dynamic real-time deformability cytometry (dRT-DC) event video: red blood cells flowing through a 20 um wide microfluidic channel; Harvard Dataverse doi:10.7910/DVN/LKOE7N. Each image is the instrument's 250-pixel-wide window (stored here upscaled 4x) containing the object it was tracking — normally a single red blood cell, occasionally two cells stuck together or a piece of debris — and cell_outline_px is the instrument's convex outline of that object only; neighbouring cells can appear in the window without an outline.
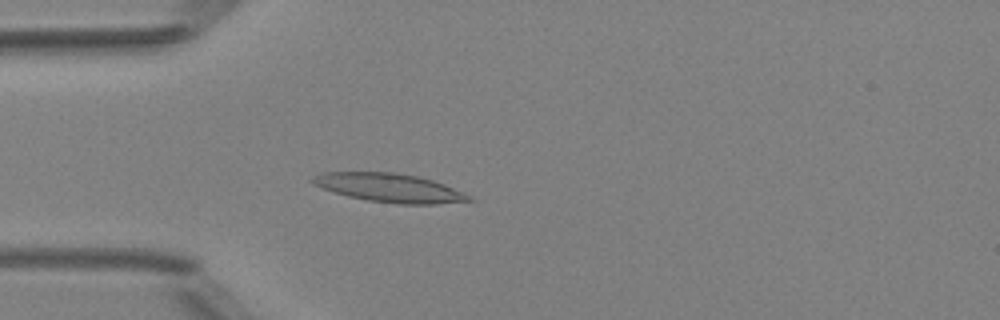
{"species": "Egyptian fruit bat (a non-hibernating species)", "species_latin": "Rousettus aegyptiacus", "temperature_condition": "room temperature", "stored_images_in_passage": 3, "camera_frame_rate_fps": 3000, "um_per_image_px": 0.085, "animal": {"sex": "female"}, "frame": {"image": 1, "passage_image": 3, "time_ms": 2.333, "image_size_px": [1000, 320], "cell_outline_px": [[476, 200], [436, 204], [400, 204], [368, 200], [348, 196], [312, 184], [308, 180], [312, 176], [320, 172], [396, 172], [416, 176], [432, 180], [444, 184], [464, 192], [472, 196]], "centroid_in_image_um": [33.11, 15.96], "position_along_channel_um": 51.9, "area_um2": 26.18}}